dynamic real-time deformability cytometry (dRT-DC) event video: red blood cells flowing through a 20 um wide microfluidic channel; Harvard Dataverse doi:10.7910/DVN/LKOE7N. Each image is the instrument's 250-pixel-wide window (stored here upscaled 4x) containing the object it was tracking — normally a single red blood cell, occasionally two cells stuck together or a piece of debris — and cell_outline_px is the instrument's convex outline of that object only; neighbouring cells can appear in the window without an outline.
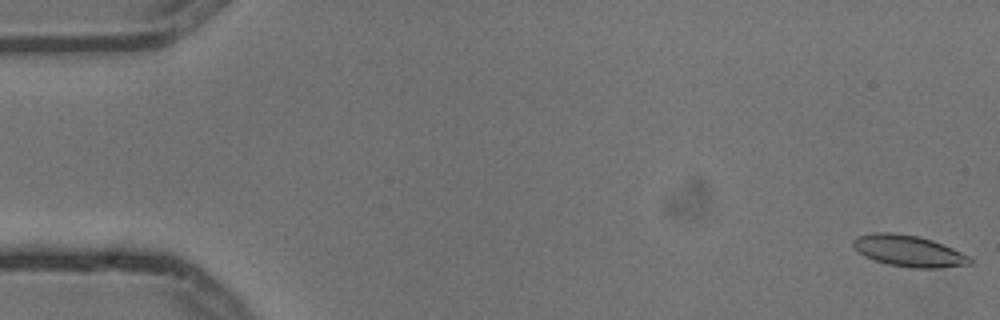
{"species": "common noctule bat (a hibernating species)", "species_latin": "Nyctalus noctula", "temperature_condition": "cold", "stored_images_in_passage": 3, "camera_frame_rate_fps": 3000, "um_per_image_px": 0.085, "animal": {"sex": "male", "body_mass_g": 13.3}, "frame": {"image": 1, "passage_image": 1, "time_ms": 0.0, "image_size_px": [1000, 320], "cell_outline_px": [[972, 264], [940, 268], [912, 268], [888, 264], [864, 256], [852, 244], [852, 240], [856, 236], [872, 232], [896, 232], [916, 236], [932, 240], [972, 256]], "centroid_in_image_um": [77.26, 21.32], "position_along_channel_um": 7.7, "area_um2": 21.44}}